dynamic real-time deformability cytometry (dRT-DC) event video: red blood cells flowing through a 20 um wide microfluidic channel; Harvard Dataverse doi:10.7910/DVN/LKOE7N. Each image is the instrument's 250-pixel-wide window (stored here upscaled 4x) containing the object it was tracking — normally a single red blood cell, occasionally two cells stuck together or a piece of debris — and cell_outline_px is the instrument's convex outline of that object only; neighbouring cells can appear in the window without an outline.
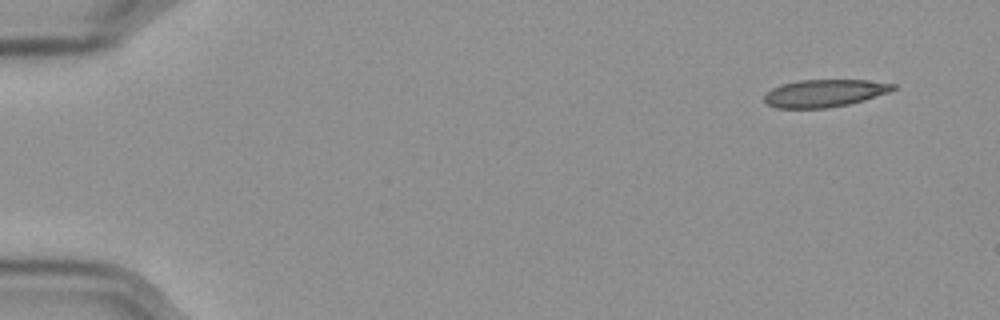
{"species": "Egyptian fruit bat (a non-hibernating species)", "species_latin": "Rousettus aegyptiacus", "temperature_condition": "cold", "stored_images_in_passage": 54, "camera_frame_rate_fps": 3000, "um_per_image_px": 0.085, "frame": {"image": 1, "passage_image": 1, "time_ms": 0.0, "image_size_px": [1000, 320], "cell_outline_px": [[896, 88], [888, 92], [864, 100], [848, 104], [828, 108], [776, 108], [764, 104], [764, 96], [772, 88], [780, 84], [800, 80], [868, 80], [896, 84]], "centroid_in_image_um": [70.05, 7.92], "position_along_channel_um": 15.0, "area_um2": 20.69}}
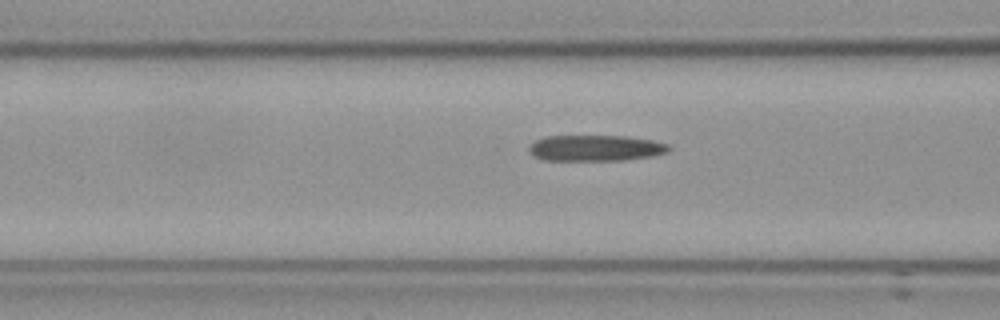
{"frame": {"image": 2, "passage_image": 20, "time_ms": 6.333, "image_size_px": [1000, 320], "cell_outline_px": [[672, 148], [668, 152], [652, 156], [624, 160], [544, 160], [532, 156], [528, 152], [528, 148], [536, 140], [544, 136], [624, 136], [652, 140], [668, 144]], "centroid_in_image_um": [50.61, 12.59], "position_along_channel_um": 116.0, "area_um2": 21.27}}
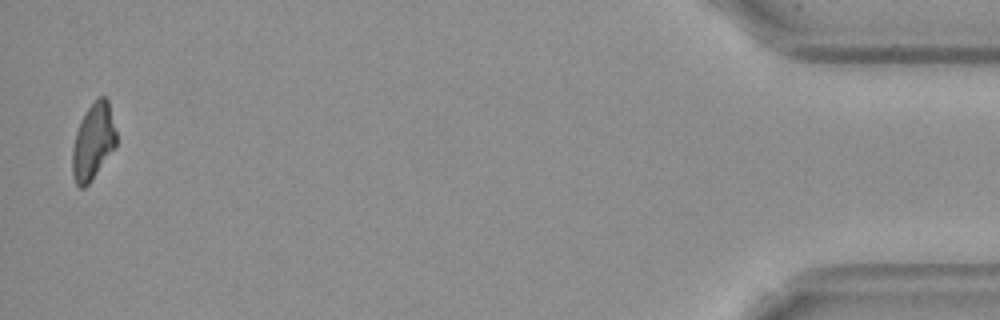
{"frame": {"image": 3, "passage_image": 53, "time_ms": 17.333, "image_size_px": [1000, 320], "cell_outline_px": [[116, 144], [88, 184], [84, 188], [80, 188], [76, 184], [72, 176], [72, 148], [76, 132], [80, 120], [88, 108], [100, 96], [104, 96], [108, 100], [116, 132]], "centroid_in_image_um": [7.89, 12.04], "position_along_channel_um": 427.3, "area_um2": 19.13}}